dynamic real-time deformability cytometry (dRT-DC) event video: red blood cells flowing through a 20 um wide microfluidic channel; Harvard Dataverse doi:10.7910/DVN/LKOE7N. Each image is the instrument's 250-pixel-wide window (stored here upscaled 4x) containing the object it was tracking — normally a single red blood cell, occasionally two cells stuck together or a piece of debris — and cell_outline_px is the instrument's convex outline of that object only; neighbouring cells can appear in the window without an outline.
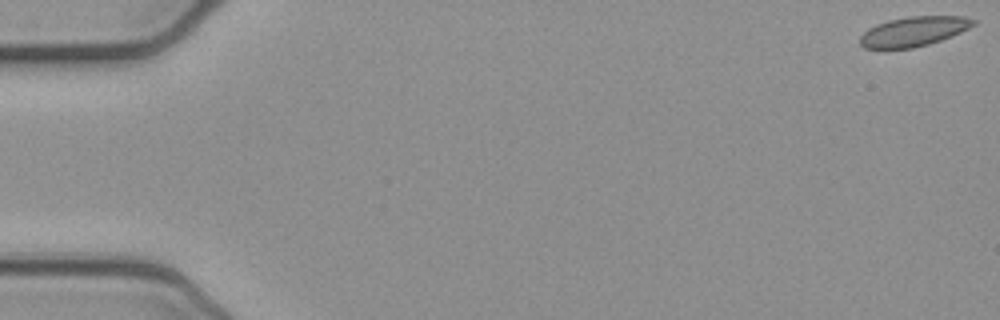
{"species": "common noctule bat (a hibernating species)", "species_latin": "Nyctalus noctula", "temperature_condition": "cold", "stored_images_in_passage": 53, "camera_frame_rate_fps": 3000, "um_per_image_px": 0.085, "animal": {"sex": "female", "body_mass_g": 21.9}, "frame": {"image": 1, "passage_image": 1, "time_ms": 0.0, "image_size_px": [1000, 320], "cell_outline_px": [[976, 24], [952, 36], [928, 44], [912, 48], [884, 52], [864, 48], [860, 44], [860, 36], [868, 28], [876, 24], [888, 20], [908, 16], [964, 16], [976, 20]], "centroid_in_image_um": [77.58, 2.71], "position_along_channel_um": 7.4, "area_um2": 20.23}}
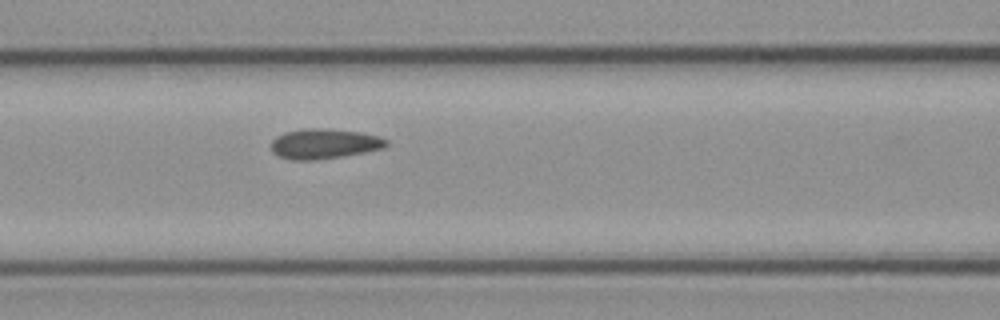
{"frame": {"image": 2, "passage_image": 23, "time_ms": 7.333, "image_size_px": [1000, 320], "cell_outline_px": [[388, 144], [384, 148], [364, 152], [316, 160], [292, 160], [276, 156], [272, 152], [272, 140], [276, 136], [284, 132], [304, 128], [316, 128], [364, 132], [380, 136], [388, 140]], "centroid_in_image_um": [27.55, 12.21], "position_along_channel_um": 139.1, "area_um2": 20.29}}
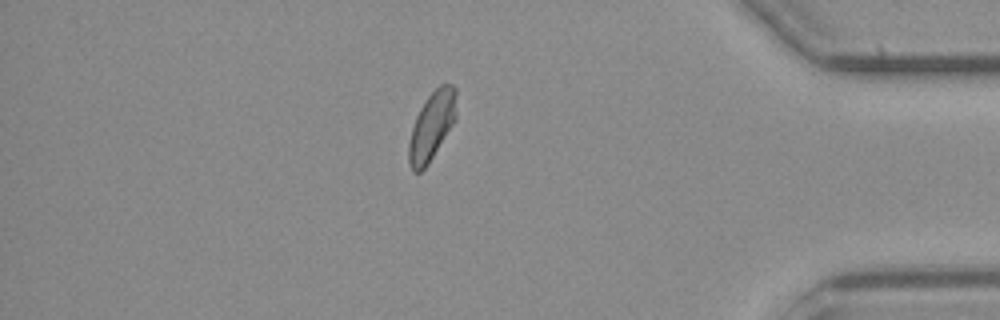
{"frame": {"image": 3, "passage_image": 46, "time_ms": 15.0, "image_size_px": [1000, 320], "cell_outline_px": [[456, 116], [452, 124], [428, 164], [420, 172], [412, 172], [408, 164], [408, 144], [412, 128], [416, 116], [420, 108], [428, 96], [440, 84], [452, 84], [456, 88]], "centroid_in_image_um": [36.68, 10.71], "position_along_channel_um": 398.5, "area_um2": 18.79}, "authors_computed_cell_mechanics": {"area_um2": 19.8254, "velocity_mm_per_s": 3.8669, "shape_relaxation_time_tau1_ms": null, "shape_relaxation_time_tau2_ms": 1.4267, "deformation_change_tau1": null, "deformation_change_tau2": 0.0337}}